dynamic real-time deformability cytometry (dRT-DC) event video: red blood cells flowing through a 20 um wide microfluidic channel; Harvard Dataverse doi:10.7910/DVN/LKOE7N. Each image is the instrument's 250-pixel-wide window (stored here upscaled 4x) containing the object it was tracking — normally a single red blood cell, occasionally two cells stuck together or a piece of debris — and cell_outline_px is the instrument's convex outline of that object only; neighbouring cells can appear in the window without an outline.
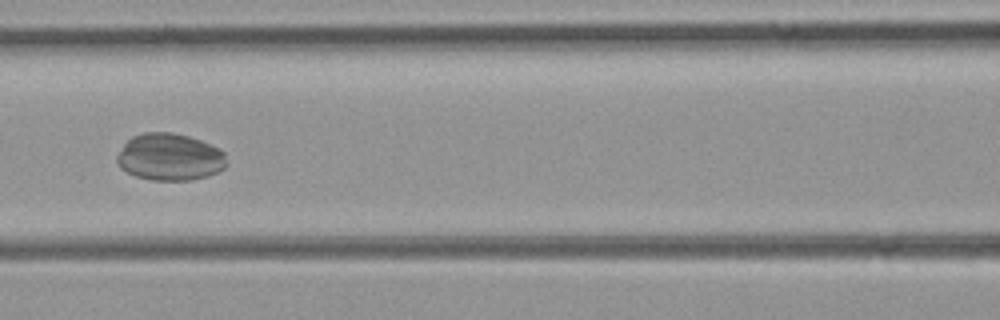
{"species": "common noctule bat (a hibernating species)", "species_latin": "Nyctalus noctula", "temperature_condition": "room temperature", "stored_images_in_passage": 6, "camera_frame_rate_fps": 3000, "um_per_image_px": 0.085, "animal": {"sex": "female", "body_mass_g": 21.9}, "frame": {"image": 1, "passage_image": 6, "time_ms": 1.667, "image_size_px": [1000, 320], "cell_outline_px": [[228, 164], [224, 168], [208, 176], [192, 180], [152, 180], [136, 176], [120, 168], [116, 160], [116, 156], [124, 144], [132, 136], [144, 132], [172, 132], [188, 136], [200, 140], [224, 152]], "centroid_in_image_um": [14.42, 13.35], "position_along_channel_um": 152.2, "area_um2": 30.06}}